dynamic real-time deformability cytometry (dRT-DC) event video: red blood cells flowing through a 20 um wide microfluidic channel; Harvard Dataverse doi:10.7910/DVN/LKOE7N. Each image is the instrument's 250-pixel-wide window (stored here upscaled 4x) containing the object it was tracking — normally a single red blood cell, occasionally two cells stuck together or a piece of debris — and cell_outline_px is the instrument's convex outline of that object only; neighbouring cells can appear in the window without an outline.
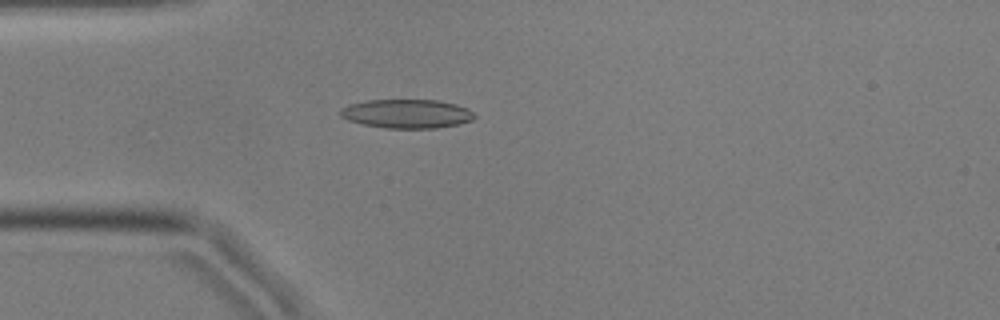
{"species": "common noctule bat (a hibernating species)", "species_latin": "Nyctalus noctula", "temperature_condition": "cold", "stored_images_in_passage": 48, "camera_frame_rate_fps": 3000, "um_per_image_px": 0.085, "animal": {"sex": "male", "body_mass_g": 17.9, "forearm_length_mm": 54.2}, "frame": {"image": 1, "passage_image": 14, "time_ms": 4.333, "image_size_px": [1000, 320], "cell_outline_px": [[476, 116], [472, 120], [456, 124], [436, 128], [384, 128], [364, 124], [348, 120], [340, 116], [340, 108], [348, 104], [368, 100], [436, 100], [456, 104], [468, 108]], "centroid_in_image_um": [34.55, 9.66], "position_along_channel_um": 50.4, "area_um2": 22.54}}
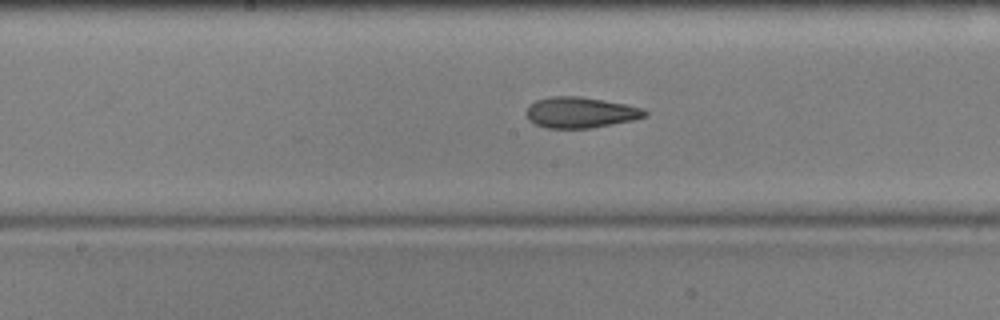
{"frame": {"image": 2, "passage_image": 27, "time_ms": 8.667, "image_size_px": [1000, 320], "cell_outline_px": [[648, 116], [632, 120], [588, 128], [548, 128], [536, 124], [528, 120], [528, 108], [536, 100], [552, 96], [580, 96], [624, 104], [644, 108], [648, 112]], "centroid_in_image_um": [49.37, 9.55], "position_along_channel_um": 198.8, "area_um2": 20.98}}
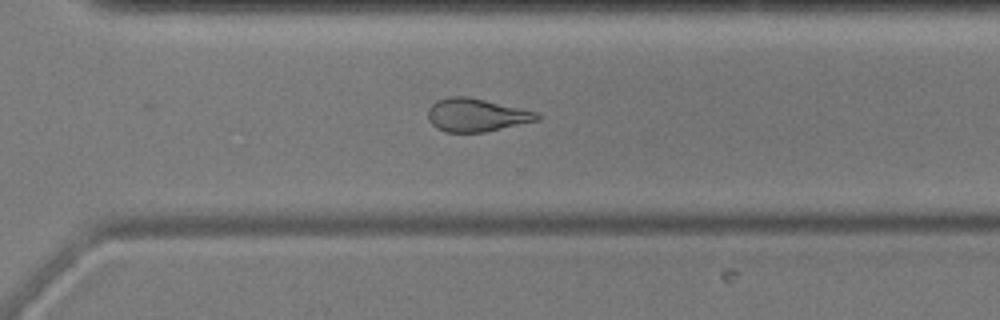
{"frame": {"image": 3, "passage_image": 38, "time_ms": 12.333, "image_size_px": [1000, 320], "cell_outline_px": [[540, 120], [484, 132], [444, 132], [436, 128], [428, 120], [428, 108], [436, 100], [448, 96], [468, 96], [520, 108], [536, 112], [540, 116]], "centroid_in_image_um": [40.45, 9.77], "position_along_channel_um": 330.1, "area_um2": 21.1}, "authors_computed_cell_mechanics": {"area_um2": 21.3571, "velocity_mm_per_s": 3.5927, "shape_relaxation_time_tau1_ms": 8.1127, "shape_relaxation_time_tau2_ms": 3.3606, "deformation_change_tau1": 0.1908, "deformation_change_tau2": 0.1099}}